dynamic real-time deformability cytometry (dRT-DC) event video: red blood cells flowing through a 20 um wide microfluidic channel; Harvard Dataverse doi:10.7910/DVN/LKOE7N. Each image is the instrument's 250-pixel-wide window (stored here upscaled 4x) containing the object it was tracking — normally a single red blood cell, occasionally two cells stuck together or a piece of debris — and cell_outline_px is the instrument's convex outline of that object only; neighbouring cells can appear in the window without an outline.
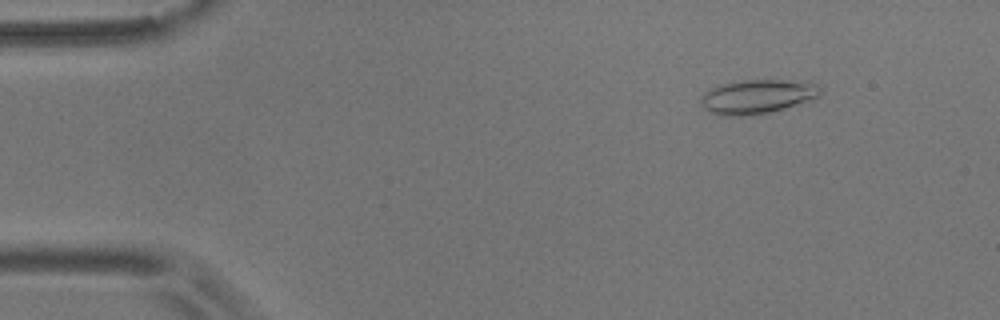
{"species": "common noctule bat (a hibernating species)", "species_latin": "Nyctalus noctula", "temperature_condition": "room temperature", "stored_images_in_passage": 45, "camera_frame_rate_fps": 3000, "um_per_image_px": 0.085, "animal": {"sex": "male", "body_mass_g": 17.9}, "frame": {"image": 1, "passage_image": 7, "time_ms": 2.0, "image_size_px": [1000, 320], "cell_outline_px": [[820, 92], [816, 96], [808, 100], [784, 108], [768, 112], [744, 116], [716, 116], [708, 112], [700, 104], [700, 96], [704, 92], [720, 84], [744, 80], [776, 80], [820, 84]], "centroid_in_image_um": [64.25, 8.22], "position_along_channel_um": 20.8, "area_um2": 23.52}}
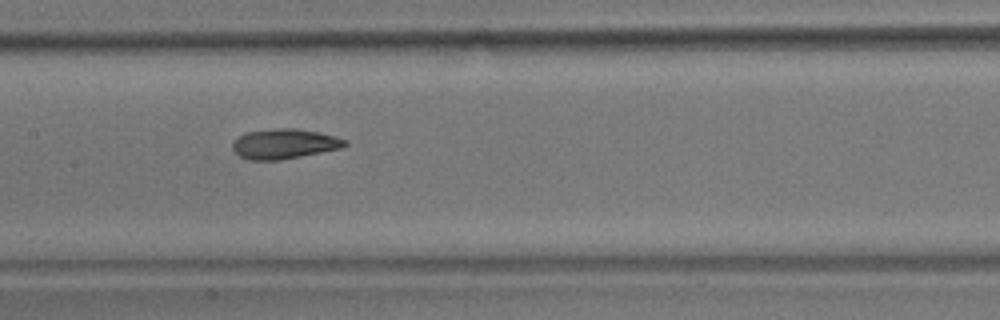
{"frame": {"image": 2, "passage_image": 27, "time_ms": 8.667, "image_size_px": [1000, 320], "cell_outline_px": [[348, 144], [340, 148], [280, 160], [248, 160], [240, 156], [232, 148], [232, 144], [244, 132], [280, 128], [296, 128], [336, 136], [348, 140]], "centroid_in_image_um": [24.17, 12.22], "position_along_channel_um": 183.2, "area_um2": 19.42}}
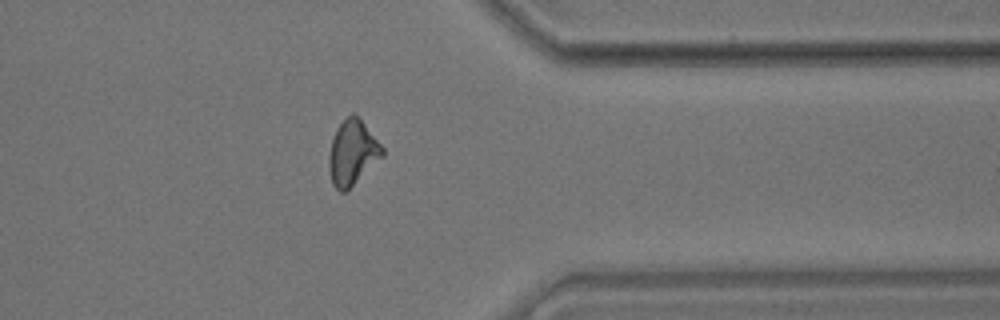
{"frame": {"image": 3, "passage_image": 44, "time_ms": 14.333, "image_size_px": [1000, 320], "cell_outline_px": [[384, 156], [348, 192], [340, 192], [332, 184], [328, 168], [328, 156], [332, 140], [336, 128], [352, 112], [356, 112], [360, 116], [384, 148]], "centroid_in_image_um": [29.98, 12.99], "position_along_channel_um": 381.4, "area_um2": 20.87}, "authors_computed_cell_mechanics": {"area_um2": 20.23, "velocity_mm_per_s": 3.6658, "shape_relaxation_time_tau1_ms": 8.0702, "shape_relaxation_time_tau2_ms": 2.4409, "deformation_change_tau1": 0.2029, "deformation_change_tau2": 0.0957}}